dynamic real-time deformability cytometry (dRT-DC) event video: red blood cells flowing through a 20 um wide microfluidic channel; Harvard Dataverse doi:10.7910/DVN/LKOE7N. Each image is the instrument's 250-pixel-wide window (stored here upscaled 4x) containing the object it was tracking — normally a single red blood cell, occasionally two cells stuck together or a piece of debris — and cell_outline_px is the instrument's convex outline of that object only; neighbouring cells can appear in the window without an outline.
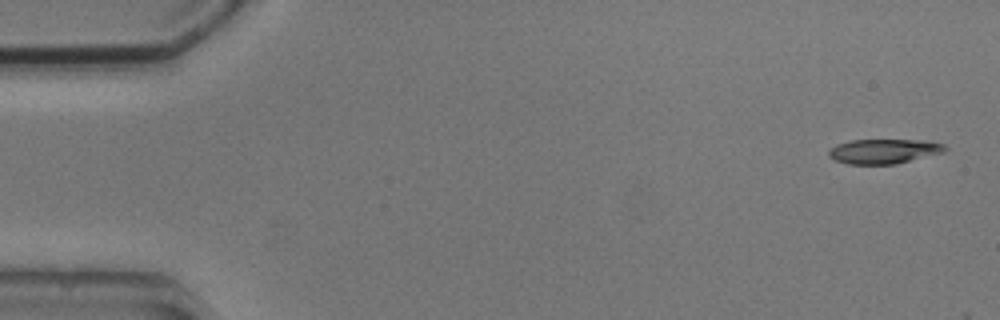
{"species": "common noctule bat (a hibernating species)", "species_latin": "Nyctalus noctula", "temperature_condition": "cold", "stored_images_in_passage": 3, "camera_frame_rate_fps": 3000, "um_per_image_px": 0.085, "animal": {"sex": "male", "body_mass_g": 20.5, "forearm_length_mm": 52.5}, "frame": {"image": 1, "passage_image": 1, "time_ms": 0.0, "image_size_px": [1000, 320], "cell_outline_px": [[948, 148], [944, 152], [896, 164], [848, 164], [836, 160], [828, 156], [828, 148], [836, 144], [852, 140], [928, 140], [944, 144]], "centroid_in_image_um": [75.12, 12.85], "position_along_channel_um": 9.9, "area_um2": 16.82}}